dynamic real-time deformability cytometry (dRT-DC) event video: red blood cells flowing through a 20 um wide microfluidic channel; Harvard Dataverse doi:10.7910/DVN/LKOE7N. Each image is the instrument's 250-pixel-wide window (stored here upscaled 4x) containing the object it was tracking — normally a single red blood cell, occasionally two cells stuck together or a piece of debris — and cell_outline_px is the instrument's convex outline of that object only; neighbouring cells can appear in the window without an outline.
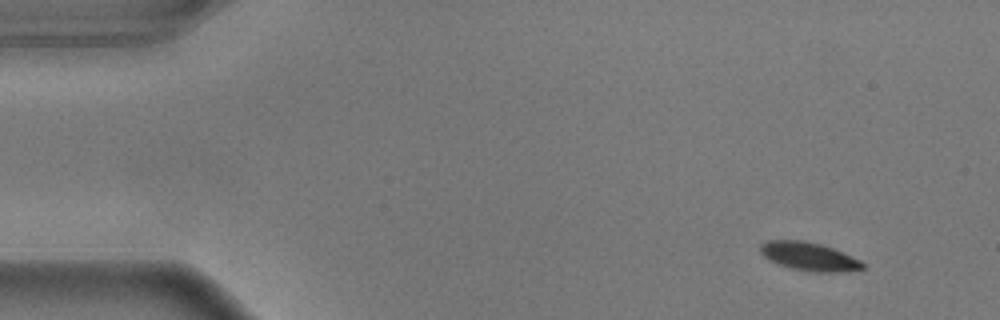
{"species": "common noctule bat (a hibernating species)", "species_latin": "Nyctalus noctula", "temperature_condition": "warm", "stored_images_in_passage": 52, "camera_frame_rate_fps": 3000, "um_per_image_px": 0.085, "animal": {"sex": "male", "body_mass_g": 17.9}, "frame": {"image": 1, "passage_image": 1, "time_ms": 0.0, "image_size_px": [1000, 320], "cell_outline_px": [[868, 264], [864, 268], [840, 272], [816, 272], [792, 268], [768, 260], [760, 252], [760, 244], [768, 240], [804, 240], [820, 244], [844, 252]], "centroid_in_image_um": [68.79, 21.79], "position_along_channel_um": 16.2, "area_um2": 16.94}}
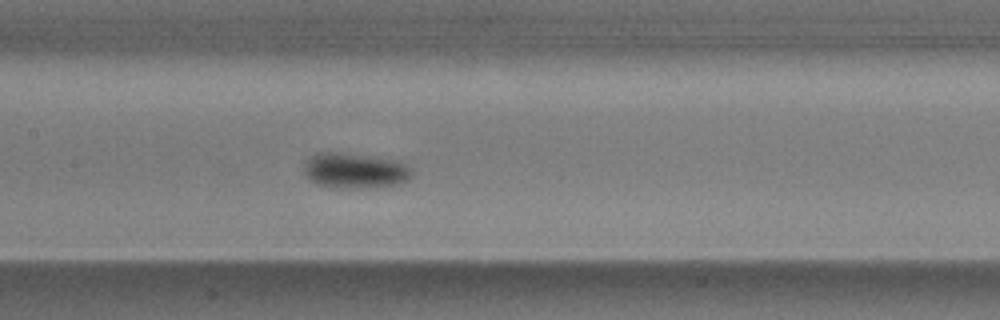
{"frame": {"image": 2, "passage_image": 23, "time_ms": 7.333, "image_size_px": [1000, 320], "cell_outline_px": [[412, 176], [408, 180], [392, 184], [352, 188], [336, 188], [316, 184], [308, 180], [304, 172], [304, 160], [308, 156], [316, 152], [340, 152], [400, 160], [408, 164], [412, 168]], "centroid_in_image_um": [30.11, 14.47], "position_along_channel_um": 177.3, "area_um2": 22.54}}
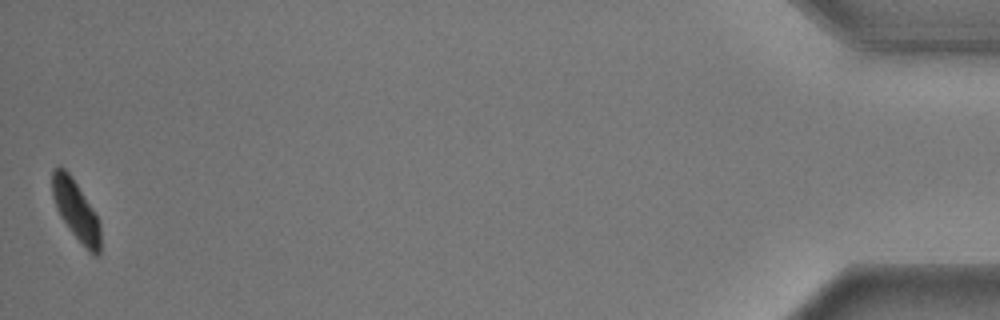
{"frame": {"image": 3, "passage_image": 52, "time_ms": 17.0, "image_size_px": [1000, 320], "cell_outline_px": [[100, 256], [96, 256], [88, 252], [72, 232], [60, 216], [56, 208], [52, 196], [52, 172], [60, 164], [72, 176], [96, 216], [100, 224]], "centroid_in_image_um": [6.44, 17.89], "position_along_channel_um": 428.8, "area_um2": 16.65}, "authors_computed_cell_mechanics": {"area_um2": 19.0451, "velocity_mm_per_s": 3.5733, "shape_relaxation_time_tau1_ms": 1.9099, "shape_relaxation_time_tau2_ms": null, "deformation_change_tau1": 0.1428, "deformation_change_tau2": null}}